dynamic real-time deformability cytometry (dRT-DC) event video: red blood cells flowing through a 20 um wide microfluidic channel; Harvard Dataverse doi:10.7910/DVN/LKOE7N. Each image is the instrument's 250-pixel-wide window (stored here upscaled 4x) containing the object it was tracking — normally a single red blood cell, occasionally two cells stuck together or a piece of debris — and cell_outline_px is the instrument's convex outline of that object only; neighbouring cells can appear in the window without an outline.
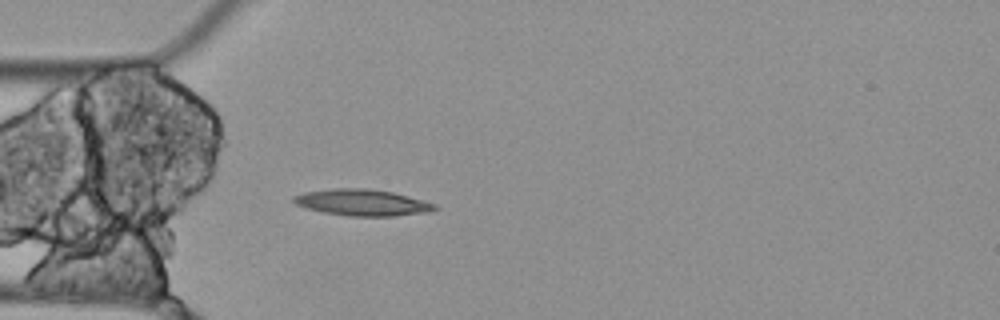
{"species": "Egyptian fruit bat (a non-hibernating species)", "species_latin": "Rousettus aegyptiacus", "temperature_condition": "cold", "stored_images_in_passage": 4, "camera_frame_rate_fps": 3000, "um_per_image_px": 0.085, "animal": {"sex": "female"}, "frame": {"image": 1, "passage_image": 4, "time_ms": 1.0, "image_size_px": [1000, 320], "cell_outline_px": [[440, 208], [428, 212], [392, 216], [348, 216], [324, 212], [304, 208], [296, 204], [292, 200], [292, 196], [304, 192], [332, 188], [368, 188], [392, 192], [436, 204]], "centroid_in_image_um": [30.76, 17.21], "position_along_channel_um": 54.2, "area_um2": 21.73}}